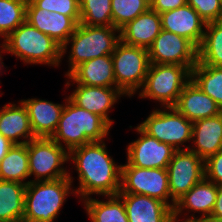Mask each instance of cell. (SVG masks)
<instances>
[{
	"label": "cell",
	"mask_w": 222,
	"mask_h": 222,
	"mask_svg": "<svg viewBox=\"0 0 222 222\" xmlns=\"http://www.w3.org/2000/svg\"><path fill=\"white\" fill-rule=\"evenodd\" d=\"M69 159L78 173L75 196L83 201L91 195L114 196L120 192L121 164L109 156L105 141L90 142L72 149Z\"/></svg>",
	"instance_id": "cell-1"
},
{
	"label": "cell",
	"mask_w": 222,
	"mask_h": 222,
	"mask_svg": "<svg viewBox=\"0 0 222 222\" xmlns=\"http://www.w3.org/2000/svg\"><path fill=\"white\" fill-rule=\"evenodd\" d=\"M111 128L99 115L78 107L67 96L58 127L51 138L70 152L84 144L105 140Z\"/></svg>",
	"instance_id": "cell-2"
},
{
	"label": "cell",
	"mask_w": 222,
	"mask_h": 222,
	"mask_svg": "<svg viewBox=\"0 0 222 222\" xmlns=\"http://www.w3.org/2000/svg\"><path fill=\"white\" fill-rule=\"evenodd\" d=\"M2 44L5 53L14 55L24 64L58 67L62 62V47L26 20Z\"/></svg>",
	"instance_id": "cell-3"
},
{
	"label": "cell",
	"mask_w": 222,
	"mask_h": 222,
	"mask_svg": "<svg viewBox=\"0 0 222 222\" xmlns=\"http://www.w3.org/2000/svg\"><path fill=\"white\" fill-rule=\"evenodd\" d=\"M73 177L53 181H30L26 185L22 222H55L69 194H75Z\"/></svg>",
	"instance_id": "cell-4"
},
{
	"label": "cell",
	"mask_w": 222,
	"mask_h": 222,
	"mask_svg": "<svg viewBox=\"0 0 222 222\" xmlns=\"http://www.w3.org/2000/svg\"><path fill=\"white\" fill-rule=\"evenodd\" d=\"M120 41V30L114 26H87L79 23L62 47L63 58L71 44L67 61L69 70L65 75L67 76L75 67L85 61L111 55Z\"/></svg>",
	"instance_id": "cell-5"
},
{
	"label": "cell",
	"mask_w": 222,
	"mask_h": 222,
	"mask_svg": "<svg viewBox=\"0 0 222 222\" xmlns=\"http://www.w3.org/2000/svg\"><path fill=\"white\" fill-rule=\"evenodd\" d=\"M190 80L191 70L187 66L151 63L138 97L158 101L162 108L174 107Z\"/></svg>",
	"instance_id": "cell-6"
},
{
	"label": "cell",
	"mask_w": 222,
	"mask_h": 222,
	"mask_svg": "<svg viewBox=\"0 0 222 222\" xmlns=\"http://www.w3.org/2000/svg\"><path fill=\"white\" fill-rule=\"evenodd\" d=\"M111 56L117 88L132 97L144 85L151 64L148 49L120 41Z\"/></svg>",
	"instance_id": "cell-7"
},
{
	"label": "cell",
	"mask_w": 222,
	"mask_h": 222,
	"mask_svg": "<svg viewBox=\"0 0 222 222\" xmlns=\"http://www.w3.org/2000/svg\"><path fill=\"white\" fill-rule=\"evenodd\" d=\"M155 109L138 126L149 136L171 145L176 150H189L190 145L182 148L186 142L192 141V125L175 107ZM182 146V147H181Z\"/></svg>",
	"instance_id": "cell-8"
},
{
	"label": "cell",
	"mask_w": 222,
	"mask_h": 222,
	"mask_svg": "<svg viewBox=\"0 0 222 222\" xmlns=\"http://www.w3.org/2000/svg\"><path fill=\"white\" fill-rule=\"evenodd\" d=\"M70 161L69 152L52 138L36 137L28 142V165L30 176L37 181H53L69 177L64 164Z\"/></svg>",
	"instance_id": "cell-9"
},
{
	"label": "cell",
	"mask_w": 222,
	"mask_h": 222,
	"mask_svg": "<svg viewBox=\"0 0 222 222\" xmlns=\"http://www.w3.org/2000/svg\"><path fill=\"white\" fill-rule=\"evenodd\" d=\"M119 193L141 194L156 198L165 202L172 209H174L176 204L171 199L169 192L167 169L140 168L131 164H124L121 166Z\"/></svg>",
	"instance_id": "cell-10"
},
{
	"label": "cell",
	"mask_w": 222,
	"mask_h": 222,
	"mask_svg": "<svg viewBox=\"0 0 222 222\" xmlns=\"http://www.w3.org/2000/svg\"><path fill=\"white\" fill-rule=\"evenodd\" d=\"M150 63L187 66L198 62V49L186 38L162 29L148 48Z\"/></svg>",
	"instance_id": "cell-11"
},
{
	"label": "cell",
	"mask_w": 222,
	"mask_h": 222,
	"mask_svg": "<svg viewBox=\"0 0 222 222\" xmlns=\"http://www.w3.org/2000/svg\"><path fill=\"white\" fill-rule=\"evenodd\" d=\"M169 192L176 203L205 177L204 160L190 150H176L168 167Z\"/></svg>",
	"instance_id": "cell-12"
},
{
	"label": "cell",
	"mask_w": 222,
	"mask_h": 222,
	"mask_svg": "<svg viewBox=\"0 0 222 222\" xmlns=\"http://www.w3.org/2000/svg\"><path fill=\"white\" fill-rule=\"evenodd\" d=\"M135 131L140 137L127 146L126 164L140 168L167 169L176 149L149 136L138 125Z\"/></svg>",
	"instance_id": "cell-13"
},
{
	"label": "cell",
	"mask_w": 222,
	"mask_h": 222,
	"mask_svg": "<svg viewBox=\"0 0 222 222\" xmlns=\"http://www.w3.org/2000/svg\"><path fill=\"white\" fill-rule=\"evenodd\" d=\"M217 197V185L205 177L196 183L187 193H185L175 204L173 209L174 222H179L183 210L188 213L194 212L201 217H195V214L187 215L181 222H190L196 220H208L212 214ZM202 214V215H201Z\"/></svg>",
	"instance_id": "cell-14"
},
{
	"label": "cell",
	"mask_w": 222,
	"mask_h": 222,
	"mask_svg": "<svg viewBox=\"0 0 222 222\" xmlns=\"http://www.w3.org/2000/svg\"><path fill=\"white\" fill-rule=\"evenodd\" d=\"M76 85L68 98L78 107L99 115L112 126L114 121L108 113L117 100L125 95L117 87Z\"/></svg>",
	"instance_id": "cell-15"
},
{
	"label": "cell",
	"mask_w": 222,
	"mask_h": 222,
	"mask_svg": "<svg viewBox=\"0 0 222 222\" xmlns=\"http://www.w3.org/2000/svg\"><path fill=\"white\" fill-rule=\"evenodd\" d=\"M26 21L42 33L50 36L63 47L78 24L69 16L37 8L30 0L26 5Z\"/></svg>",
	"instance_id": "cell-16"
},
{
	"label": "cell",
	"mask_w": 222,
	"mask_h": 222,
	"mask_svg": "<svg viewBox=\"0 0 222 222\" xmlns=\"http://www.w3.org/2000/svg\"><path fill=\"white\" fill-rule=\"evenodd\" d=\"M162 29L188 39L197 49L201 45L206 23L197 11L186 4L160 14Z\"/></svg>",
	"instance_id": "cell-17"
},
{
	"label": "cell",
	"mask_w": 222,
	"mask_h": 222,
	"mask_svg": "<svg viewBox=\"0 0 222 222\" xmlns=\"http://www.w3.org/2000/svg\"><path fill=\"white\" fill-rule=\"evenodd\" d=\"M129 222H174L173 209L165 202L141 194L118 193Z\"/></svg>",
	"instance_id": "cell-18"
},
{
	"label": "cell",
	"mask_w": 222,
	"mask_h": 222,
	"mask_svg": "<svg viewBox=\"0 0 222 222\" xmlns=\"http://www.w3.org/2000/svg\"><path fill=\"white\" fill-rule=\"evenodd\" d=\"M66 88L75 84L99 87H117L111 55H104L85 61L75 67L68 75Z\"/></svg>",
	"instance_id": "cell-19"
},
{
	"label": "cell",
	"mask_w": 222,
	"mask_h": 222,
	"mask_svg": "<svg viewBox=\"0 0 222 222\" xmlns=\"http://www.w3.org/2000/svg\"><path fill=\"white\" fill-rule=\"evenodd\" d=\"M174 107L192 122L221 113V108L217 103L205 94L192 79L185 85Z\"/></svg>",
	"instance_id": "cell-20"
},
{
	"label": "cell",
	"mask_w": 222,
	"mask_h": 222,
	"mask_svg": "<svg viewBox=\"0 0 222 222\" xmlns=\"http://www.w3.org/2000/svg\"><path fill=\"white\" fill-rule=\"evenodd\" d=\"M21 101L27 108L34 136L51 138L58 127L65 104L38 98L22 99Z\"/></svg>",
	"instance_id": "cell-21"
},
{
	"label": "cell",
	"mask_w": 222,
	"mask_h": 222,
	"mask_svg": "<svg viewBox=\"0 0 222 222\" xmlns=\"http://www.w3.org/2000/svg\"><path fill=\"white\" fill-rule=\"evenodd\" d=\"M162 30L161 16L149 8L120 29L121 41L148 49Z\"/></svg>",
	"instance_id": "cell-22"
},
{
	"label": "cell",
	"mask_w": 222,
	"mask_h": 222,
	"mask_svg": "<svg viewBox=\"0 0 222 222\" xmlns=\"http://www.w3.org/2000/svg\"><path fill=\"white\" fill-rule=\"evenodd\" d=\"M18 102V105L8 103L0 109V134L13 144H26L36 137L31 129L27 108L22 101Z\"/></svg>",
	"instance_id": "cell-23"
},
{
	"label": "cell",
	"mask_w": 222,
	"mask_h": 222,
	"mask_svg": "<svg viewBox=\"0 0 222 222\" xmlns=\"http://www.w3.org/2000/svg\"><path fill=\"white\" fill-rule=\"evenodd\" d=\"M192 145L195 152L204 161L222 149V114L193 122Z\"/></svg>",
	"instance_id": "cell-24"
},
{
	"label": "cell",
	"mask_w": 222,
	"mask_h": 222,
	"mask_svg": "<svg viewBox=\"0 0 222 222\" xmlns=\"http://www.w3.org/2000/svg\"><path fill=\"white\" fill-rule=\"evenodd\" d=\"M26 184L0 180V222H22Z\"/></svg>",
	"instance_id": "cell-25"
},
{
	"label": "cell",
	"mask_w": 222,
	"mask_h": 222,
	"mask_svg": "<svg viewBox=\"0 0 222 222\" xmlns=\"http://www.w3.org/2000/svg\"><path fill=\"white\" fill-rule=\"evenodd\" d=\"M30 177L28 165V143L13 144L0 161V180L28 184Z\"/></svg>",
	"instance_id": "cell-26"
},
{
	"label": "cell",
	"mask_w": 222,
	"mask_h": 222,
	"mask_svg": "<svg viewBox=\"0 0 222 222\" xmlns=\"http://www.w3.org/2000/svg\"><path fill=\"white\" fill-rule=\"evenodd\" d=\"M106 201L97 198L83 200L90 222H129L124 202L118 196H105Z\"/></svg>",
	"instance_id": "cell-27"
},
{
	"label": "cell",
	"mask_w": 222,
	"mask_h": 222,
	"mask_svg": "<svg viewBox=\"0 0 222 222\" xmlns=\"http://www.w3.org/2000/svg\"><path fill=\"white\" fill-rule=\"evenodd\" d=\"M198 62L222 67V19L206 24L202 43L198 47Z\"/></svg>",
	"instance_id": "cell-28"
},
{
	"label": "cell",
	"mask_w": 222,
	"mask_h": 222,
	"mask_svg": "<svg viewBox=\"0 0 222 222\" xmlns=\"http://www.w3.org/2000/svg\"><path fill=\"white\" fill-rule=\"evenodd\" d=\"M191 79L222 109V67L197 62L191 70Z\"/></svg>",
	"instance_id": "cell-29"
},
{
	"label": "cell",
	"mask_w": 222,
	"mask_h": 222,
	"mask_svg": "<svg viewBox=\"0 0 222 222\" xmlns=\"http://www.w3.org/2000/svg\"><path fill=\"white\" fill-rule=\"evenodd\" d=\"M80 24L87 26H113L111 0H79Z\"/></svg>",
	"instance_id": "cell-30"
},
{
	"label": "cell",
	"mask_w": 222,
	"mask_h": 222,
	"mask_svg": "<svg viewBox=\"0 0 222 222\" xmlns=\"http://www.w3.org/2000/svg\"><path fill=\"white\" fill-rule=\"evenodd\" d=\"M28 0H0V37L5 39L26 20Z\"/></svg>",
	"instance_id": "cell-31"
},
{
	"label": "cell",
	"mask_w": 222,
	"mask_h": 222,
	"mask_svg": "<svg viewBox=\"0 0 222 222\" xmlns=\"http://www.w3.org/2000/svg\"><path fill=\"white\" fill-rule=\"evenodd\" d=\"M112 22L119 30L150 8L147 0H111Z\"/></svg>",
	"instance_id": "cell-32"
},
{
	"label": "cell",
	"mask_w": 222,
	"mask_h": 222,
	"mask_svg": "<svg viewBox=\"0 0 222 222\" xmlns=\"http://www.w3.org/2000/svg\"><path fill=\"white\" fill-rule=\"evenodd\" d=\"M37 8L49 12H58L71 17L77 24L80 22L79 0H30Z\"/></svg>",
	"instance_id": "cell-33"
},
{
	"label": "cell",
	"mask_w": 222,
	"mask_h": 222,
	"mask_svg": "<svg viewBox=\"0 0 222 222\" xmlns=\"http://www.w3.org/2000/svg\"><path fill=\"white\" fill-rule=\"evenodd\" d=\"M187 4L197 11L206 24L222 19L220 0H187Z\"/></svg>",
	"instance_id": "cell-34"
},
{
	"label": "cell",
	"mask_w": 222,
	"mask_h": 222,
	"mask_svg": "<svg viewBox=\"0 0 222 222\" xmlns=\"http://www.w3.org/2000/svg\"><path fill=\"white\" fill-rule=\"evenodd\" d=\"M205 178L215 183L222 184V149L204 161Z\"/></svg>",
	"instance_id": "cell-35"
},
{
	"label": "cell",
	"mask_w": 222,
	"mask_h": 222,
	"mask_svg": "<svg viewBox=\"0 0 222 222\" xmlns=\"http://www.w3.org/2000/svg\"><path fill=\"white\" fill-rule=\"evenodd\" d=\"M187 4V0H155L150 4V8L159 14L174 10Z\"/></svg>",
	"instance_id": "cell-36"
},
{
	"label": "cell",
	"mask_w": 222,
	"mask_h": 222,
	"mask_svg": "<svg viewBox=\"0 0 222 222\" xmlns=\"http://www.w3.org/2000/svg\"><path fill=\"white\" fill-rule=\"evenodd\" d=\"M210 217L222 218V184L217 185V197Z\"/></svg>",
	"instance_id": "cell-37"
},
{
	"label": "cell",
	"mask_w": 222,
	"mask_h": 222,
	"mask_svg": "<svg viewBox=\"0 0 222 222\" xmlns=\"http://www.w3.org/2000/svg\"><path fill=\"white\" fill-rule=\"evenodd\" d=\"M12 145L11 141L0 134V161L5 157Z\"/></svg>",
	"instance_id": "cell-38"
},
{
	"label": "cell",
	"mask_w": 222,
	"mask_h": 222,
	"mask_svg": "<svg viewBox=\"0 0 222 222\" xmlns=\"http://www.w3.org/2000/svg\"><path fill=\"white\" fill-rule=\"evenodd\" d=\"M0 48H1V50H0V70H3L2 67L5 66V65H4V62H2V61H3V60H2L3 57H2V54H1V53H4V52H5L3 44H0ZM0 73H2V72L0 71ZM0 76H1V75H0Z\"/></svg>",
	"instance_id": "cell-39"
},
{
	"label": "cell",
	"mask_w": 222,
	"mask_h": 222,
	"mask_svg": "<svg viewBox=\"0 0 222 222\" xmlns=\"http://www.w3.org/2000/svg\"><path fill=\"white\" fill-rule=\"evenodd\" d=\"M207 221H208V222H222V218H219V217H210Z\"/></svg>",
	"instance_id": "cell-40"
},
{
	"label": "cell",
	"mask_w": 222,
	"mask_h": 222,
	"mask_svg": "<svg viewBox=\"0 0 222 222\" xmlns=\"http://www.w3.org/2000/svg\"><path fill=\"white\" fill-rule=\"evenodd\" d=\"M190 222H208L207 220L202 221V220H196V221H190Z\"/></svg>",
	"instance_id": "cell-41"
},
{
	"label": "cell",
	"mask_w": 222,
	"mask_h": 222,
	"mask_svg": "<svg viewBox=\"0 0 222 222\" xmlns=\"http://www.w3.org/2000/svg\"><path fill=\"white\" fill-rule=\"evenodd\" d=\"M153 1H155V0H147V2H148L149 4H151Z\"/></svg>",
	"instance_id": "cell-42"
}]
</instances>
